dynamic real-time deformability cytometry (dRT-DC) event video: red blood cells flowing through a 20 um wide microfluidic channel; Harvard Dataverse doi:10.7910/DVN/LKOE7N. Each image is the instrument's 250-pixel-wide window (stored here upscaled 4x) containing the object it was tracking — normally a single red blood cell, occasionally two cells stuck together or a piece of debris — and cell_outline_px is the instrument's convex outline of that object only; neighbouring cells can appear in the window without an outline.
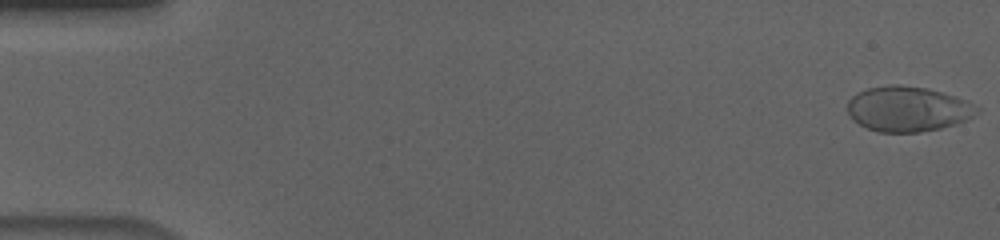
{"species": "human", "species_latin": "Homo sapiens", "temperature_condition": "cold", "stored_images_in_passage": 56, "camera_frame_rate_fps": 3000, "um_per_image_px": 0.085, "donor": {"sex": "male"}, "frame": {"image": 1, "passage_image": 1, "time_ms": 0.0, "image_size_px": [1000, 240], "cell_outline_px": [[980, 108], [972, 116], [956, 124], [940, 128], [920, 132], [880, 132], [868, 128], [860, 124], [848, 112], [848, 100], [856, 92], [868, 88], [892, 84], [900, 84], [928, 88], [956, 96], [968, 100]], "centroid_in_image_um": [77.18, 9.24], "position_along_channel_um": 7.8, "area_um2": 33.99}}
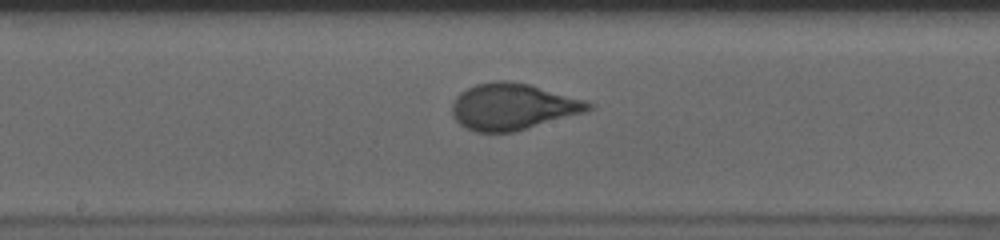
{"frame": {"image": 2, "passage_image": 30, "time_ms": 9.667, "image_size_px": [1000, 240], "cell_outline_px": [[596, 108], [584, 112], [512, 132], [476, 132], [460, 124], [452, 116], [452, 104], [456, 96], [460, 92], [476, 84], [496, 80], [508, 80], [528, 84], [584, 100], [596, 104]], "centroid_in_image_um": [43.57, 9.05], "position_along_channel_um": 204.6, "area_um2": 36.59}}
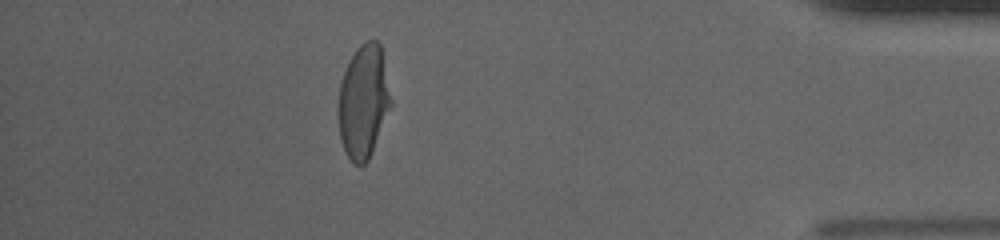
{"frame": {"image": 3, "passage_image": 50, "time_ms": 16.333, "image_size_px": [1000, 240], "cell_outline_px": [[392, 104], [368, 160], [360, 168], [352, 164], [340, 140], [340, 84], [344, 72], [356, 48], [360, 44], [368, 40], [376, 40], [380, 44], [392, 100]], "centroid_in_image_um": [30.91, 8.65], "position_along_channel_um": 404.3, "area_um2": 34.16}, "authors_computed_cell_mechanics": {"area_um2": 35.7204, "velocity_mm_per_s": 3.6453, "shape_relaxation_time_tau1_ms": 5.1801, "shape_relaxation_time_tau2_ms": null, "deformation_change_tau1": 0.1887, "deformation_change_tau2": null}}